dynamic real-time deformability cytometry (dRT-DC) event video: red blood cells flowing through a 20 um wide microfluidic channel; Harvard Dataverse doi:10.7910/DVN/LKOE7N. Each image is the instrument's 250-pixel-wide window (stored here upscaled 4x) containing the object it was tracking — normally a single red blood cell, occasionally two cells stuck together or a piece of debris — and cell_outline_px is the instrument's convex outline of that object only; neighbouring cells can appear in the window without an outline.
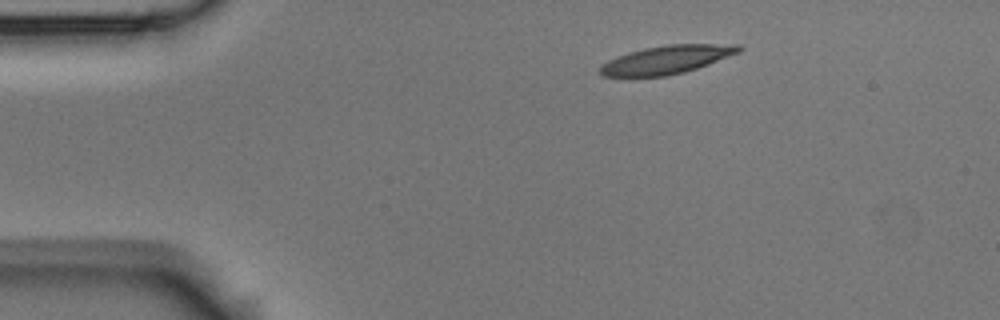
{"species": "Egyptian fruit bat (a non-hibernating species)", "species_latin": "Rousettus aegyptiacus", "temperature_condition": "room temperature", "stored_images_in_passage": 2, "camera_frame_rate_fps": 3000, "um_per_image_px": 0.085, "animal": {"sex": "male"}, "frame": {"image": 1, "passage_image": 1, "time_ms": 0.0, "image_size_px": [1000, 320], "cell_outline_px": [[744, 48], [740, 52], [708, 64], [684, 72], [664, 76], [604, 76], [600, 72], [600, 64], [616, 56], [628, 52], [644, 48], [668, 44], [740, 44]], "centroid_in_image_um": [56.68, 5.05], "position_along_channel_um": 28.3, "area_um2": 22.83}}